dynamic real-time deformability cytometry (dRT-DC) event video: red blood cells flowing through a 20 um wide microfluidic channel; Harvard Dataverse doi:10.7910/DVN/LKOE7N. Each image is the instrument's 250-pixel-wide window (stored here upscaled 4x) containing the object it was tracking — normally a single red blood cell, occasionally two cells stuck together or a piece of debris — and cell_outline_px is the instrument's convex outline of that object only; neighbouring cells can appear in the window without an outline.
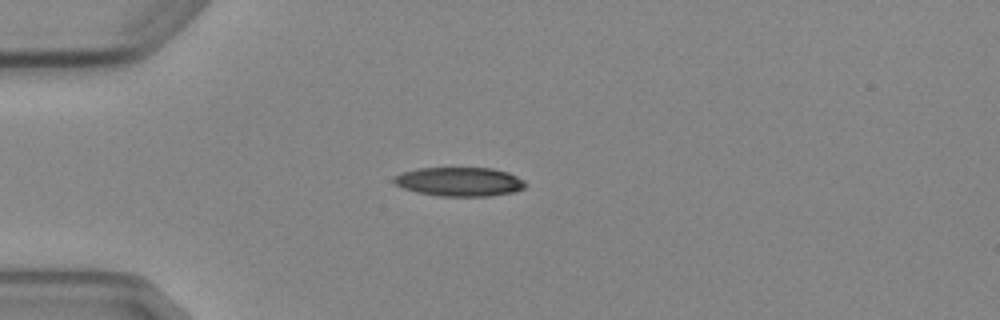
{"species": "Egyptian fruit bat (a non-hibernating species)", "species_latin": "Rousettus aegyptiacus", "temperature_condition": "cold", "stored_images_in_passage": 4, "camera_frame_rate_fps": 3000, "um_per_image_px": 0.085, "animal": {"sex": "female"}, "frame": {"image": 1, "passage_image": 1, "time_ms": 0.0, "image_size_px": [1000, 320], "cell_outline_px": [[528, 184], [524, 188], [516, 192], [492, 196], [440, 196], [416, 192], [404, 188], [396, 184], [392, 180], [396, 176], [404, 172], [420, 168], [492, 168], [508, 172], [524, 180]], "centroid_in_image_um": [39.12, 15.45], "position_along_channel_um": 45.9, "area_um2": 22.25}}
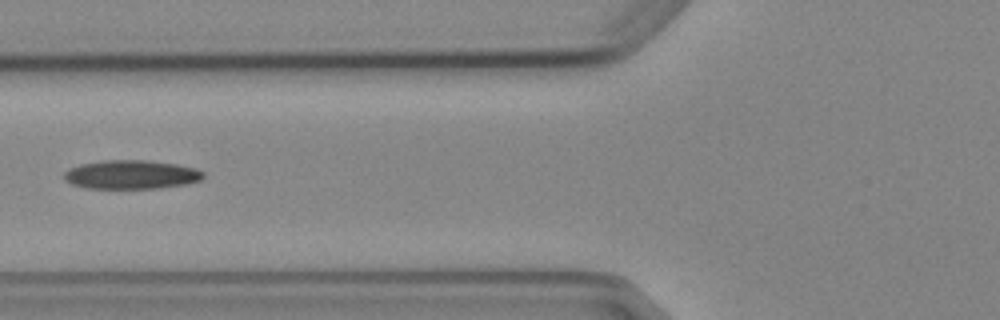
{"frame": {"image": 2, "passage_image": 3, "time_ms": 2.333, "image_size_px": [1000, 320], "cell_outline_px": [[204, 176], [200, 180], [188, 184], [160, 188], [88, 188], [72, 184], [64, 180], [64, 172], [68, 168], [80, 164], [100, 160], [144, 160], [176, 164], [196, 168], [204, 172]], "centroid_in_image_um": [11.15, 14.83], "position_along_channel_um": 114.7, "area_um2": 23.52}}